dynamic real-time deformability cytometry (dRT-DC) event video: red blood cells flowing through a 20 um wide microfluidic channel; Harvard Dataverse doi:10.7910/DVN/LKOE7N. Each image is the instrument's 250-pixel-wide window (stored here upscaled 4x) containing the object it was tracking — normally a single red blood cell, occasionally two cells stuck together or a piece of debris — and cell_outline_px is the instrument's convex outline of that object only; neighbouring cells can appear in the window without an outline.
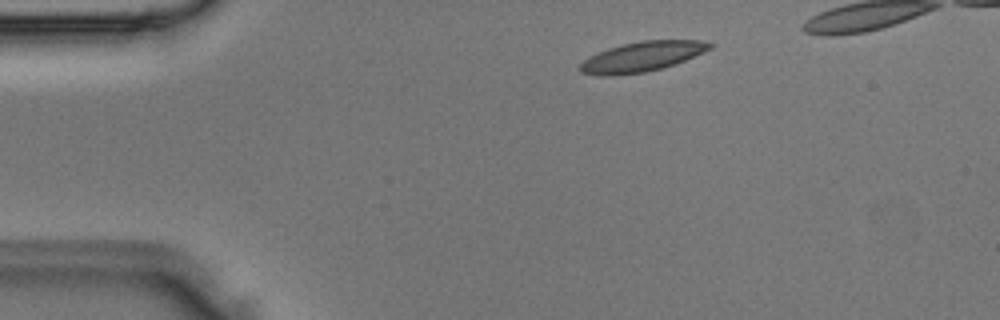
{"species": "Egyptian fruit bat (a non-hibernating species)", "species_latin": "Rousettus aegyptiacus", "temperature_condition": "room temperature", "stored_images_in_passage": 5, "camera_frame_rate_fps": 3000, "um_per_image_px": 0.085, "animal": {"sex": "male"}, "frame": {"image": 1, "passage_image": 2, "time_ms": 0.333, "image_size_px": [1000, 320], "cell_outline_px": [[716, 44], [712, 48], [704, 52], [664, 68], [644, 72], [608, 76], [600, 76], [580, 72], [576, 68], [584, 60], [608, 48], [640, 40], [700, 40]], "centroid_in_image_um": [54.58, 4.82], "position_along_channel_um": 30.4, "area_um2": 22.6}}
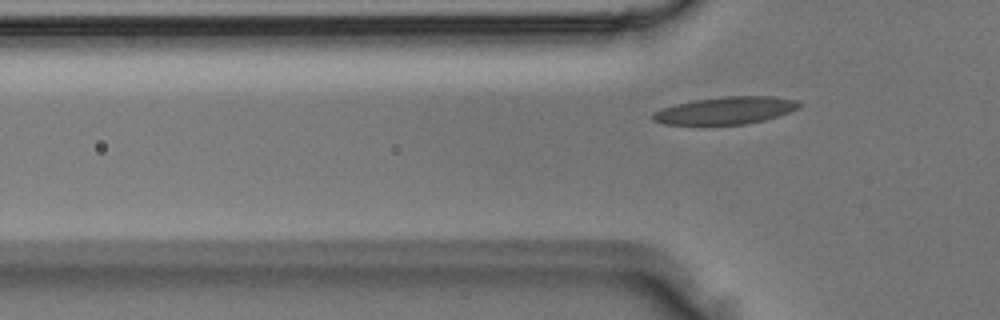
{"frame": {"image": 2, "passage_image": 5, "time_ms": 1.333, "image_size_px": [1000, 320], "cell_outline_px": [[804, 104], [800, 108], [780, 116], [764, 120], [744, 124], [700, 128], [664, 124], [652, 120], [652, 112], [660, 108], [676, 104], [696, 100], [724, 96], [772, 96], [796, 100]], "centroid_in_image_um": [61.62, 9.44], "position_along_channel_um": 64.2, "area_um2": 24.57}}